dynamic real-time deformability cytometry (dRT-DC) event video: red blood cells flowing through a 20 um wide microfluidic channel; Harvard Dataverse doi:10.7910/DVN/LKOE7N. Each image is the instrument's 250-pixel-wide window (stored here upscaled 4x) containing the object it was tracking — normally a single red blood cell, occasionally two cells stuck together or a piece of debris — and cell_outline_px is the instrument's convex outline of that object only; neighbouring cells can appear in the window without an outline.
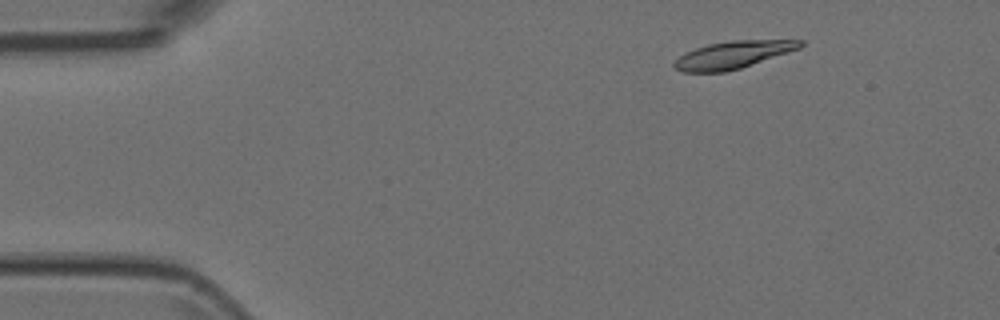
{"species": "Egyptian fruit bat (a non-hibernating species)", "species_latin": "Rousettus aegyptiacus", "temperature_condition": "room temperature", "stored_images_in_passage": 4, "camera_frame_rate_fps": 3000, "um_per_image_px": 0.085, "animal": {"sex": "female"}, "frame": {"image": 1, "passage_image": 2, "time_ms": 0.333, "image_size_px": [1000, 320], "cell_outline_px": [[804, 44], [800, 48], [740, 68], [724, 72], [684, 72], [672, 68], [672, 64], [680, 56], [696, 48], [708, 44], [732, 40], [804, 40]], "centroid_in_image_um": [62.28, 4.66], "position_along_channel_um": 22.7, "area_um2": 19.88}}